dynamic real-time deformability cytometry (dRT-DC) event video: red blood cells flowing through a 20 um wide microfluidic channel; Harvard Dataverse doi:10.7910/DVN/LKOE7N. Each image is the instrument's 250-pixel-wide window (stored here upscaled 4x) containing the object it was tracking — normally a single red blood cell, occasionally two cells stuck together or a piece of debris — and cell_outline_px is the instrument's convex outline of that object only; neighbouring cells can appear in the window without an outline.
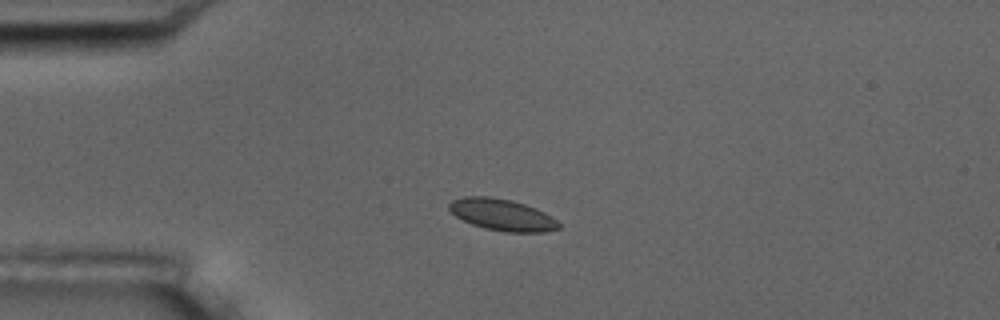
{"species": "common noctule bat (a hibernating species)", "species_latin": "Nyctalus noctula", "temperature_condition": "room temperature", "stored_images_in_passage": 2, "camera_frame_rate_fps": 3000, "um_per_image_px": 0.085, "animal": {"sex": "male", "body_mass_g": 17.5, "forearm_length_mm": 52.3}, "frame": {"image": 1, "passage_image": 1, "time_ms": 0.0, "image_size_px": [1000, 320], "cell_outline_px": [[560, 228], [544, 232], [504, 232], [484, 228], [472, 224], [456, 216], [448, 208], [448, 204], [452, 200], [464, 196], [488, 196], [512, 200], [536, 208], [552, 216], [560, 224]], "centroid_in_image_um": [42.68, 18.25], "position_along_channel_um": 42.3, "area_um2": 20.23}}